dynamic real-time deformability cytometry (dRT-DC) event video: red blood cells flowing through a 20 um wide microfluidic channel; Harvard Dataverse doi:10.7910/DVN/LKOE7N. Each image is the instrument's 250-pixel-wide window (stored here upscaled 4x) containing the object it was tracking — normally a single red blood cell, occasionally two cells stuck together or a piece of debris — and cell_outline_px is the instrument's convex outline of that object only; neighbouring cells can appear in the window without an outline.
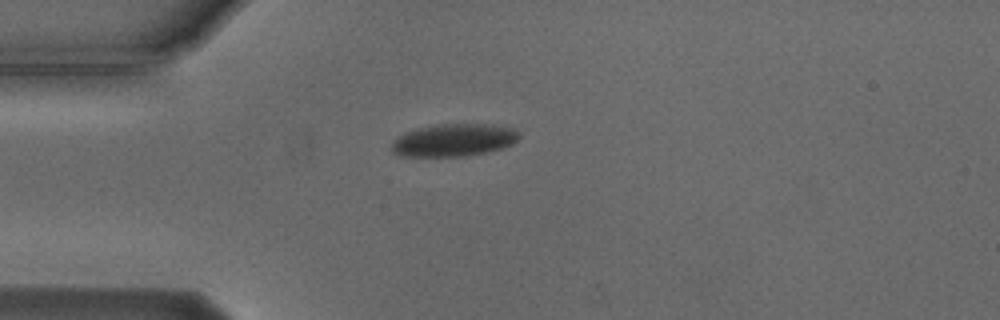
{"species": "Egyptian fruit bat (a non-hibernating species)", "species_latin": "Rousettus aegyptiacus", "temperature_condition": "cold", "stored_images_in_passage": 4, "camera_frame_rate_fps": 3000, "um_per_image_px": 0.085, "animal": {"sex": "male"}, "frame": {"image": 1, "passage_image": 1, "time_ms": 0.0, "image_size_px": [1000, 320], "cell_outline_px": [[520, 136], [512, 144], [488, 152], [464, 156], [400, 156], [392, 152], [392, 140], [396, 136], [404, 132], [420, 128], [440, 124], [492, 124], [512, 128], [520, 132]], "centroid_in_image_um": [38.55, 11.91], "position_along_channel_um": 46.4, "area_um2": 24.22}}
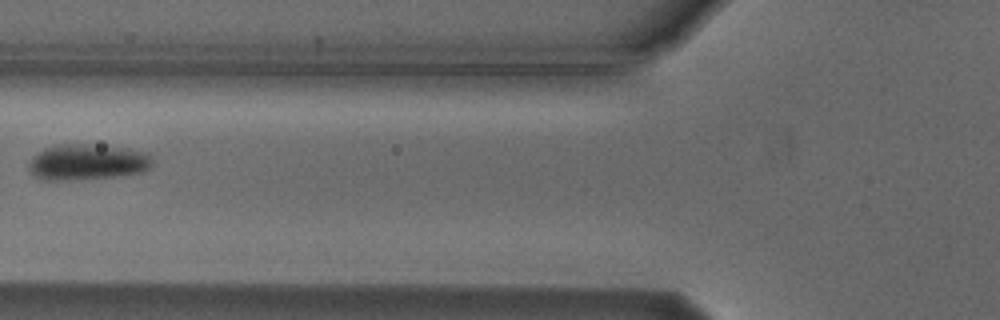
{"frame": {"image": 2, "passage_image": 3, "time_ms": 2.333, "image_size_px": [1000, 320], "cell_outline_px": [[152, 164], [144, 172], [116, 176], [68, 180], [40, 180], [32, 172], [28, 164], [32, 156], [44, 148], [52, 144], [84, 144], [128, 148], [148, 152], [152, 156]], "centroid_in_image_um": [7.42, 13.76], "position_along_channel_um": 118.4, "area_um2": 26.01}}